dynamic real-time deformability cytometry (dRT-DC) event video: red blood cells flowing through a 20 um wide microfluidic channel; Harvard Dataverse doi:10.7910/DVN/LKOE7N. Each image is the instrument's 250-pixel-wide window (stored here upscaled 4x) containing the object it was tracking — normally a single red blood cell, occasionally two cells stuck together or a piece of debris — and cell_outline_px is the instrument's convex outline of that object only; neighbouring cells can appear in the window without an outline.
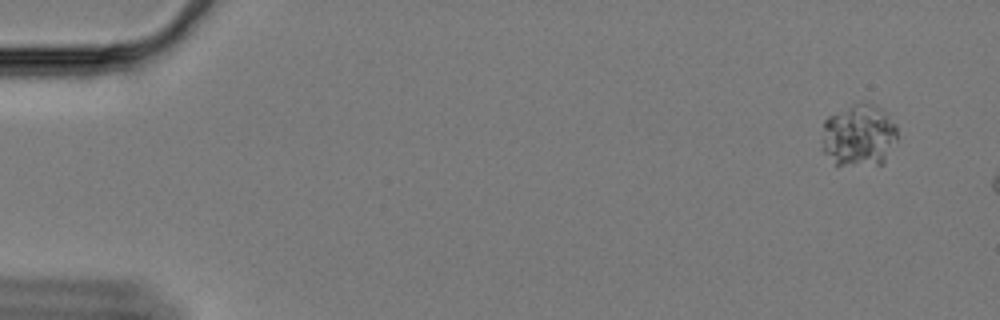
{"species": "Egyptian fruit bat (a non-hibernating species)", "species_latin": "Rousettus aegyptiacus", "temperature_condition": "cold", "stored_images_in_passage": 14, "camera_frame_rate_fps": 3000, "um_per_image_px": 0.085, "animal": {"sex": "female"}, "frame": {"image": 1, "passage_image": 5, "time_ms": 1.333, "image_size_px": [1000, 320], "cell_outline_px": [[896, 140], [884, 164], [836, 164], [824, 152], [824, 120], [828, 116], [852, 104], [864, 100], [868, 100], [880, 108], [896, 124]], "centroid_in_image_um": [73.04, 11.46], "position_along_channel_um": 12.0, "area_um2": 27.11}}